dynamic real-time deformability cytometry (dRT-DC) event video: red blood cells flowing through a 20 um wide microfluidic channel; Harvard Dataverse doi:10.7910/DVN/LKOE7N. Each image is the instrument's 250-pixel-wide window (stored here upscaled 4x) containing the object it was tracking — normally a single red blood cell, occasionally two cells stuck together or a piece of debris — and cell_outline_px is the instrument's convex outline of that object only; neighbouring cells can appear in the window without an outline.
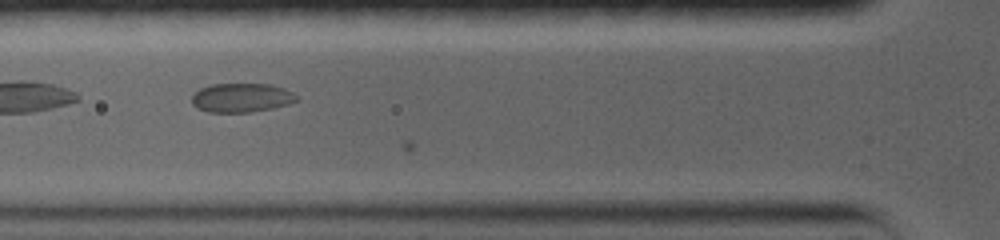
{"species": "common noctule bat (a hibernating species)", "species_latin": "Nyctalus noctula", "temperature_condition": "warm", "stored_images_in_passage": 28, "camera_frame_rate_fps": 5000, "um_per_image_px": 0.085, "animal": {"sex": "female", "body_mass_g": 19.0, "forearm_length_mm": 56.7}, "frame": {"image": 1, "passage_image": 4, "time_ms": 1.2, "image_size_px": [1000, 240], "cell_outline_px": [[296, 100], [284, 104], [268, 108], [244, 112], [212, 112], [200, 108], [192, 100], [192, 96], [200, 88], [212, 84], [264, 84], [280, 88], [288, 92]], "centroid_in_image_um": [20.41, 8.29], "position_along_channel_um": 105.4, "area_um2": 16.59}}
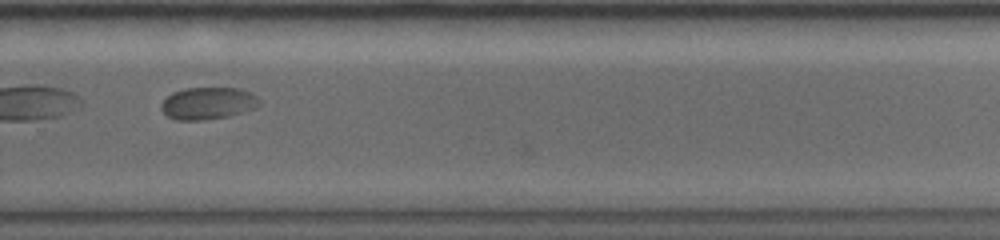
{"frame": {"image": 2, "passage_image": 17, "time_ms": 6.8, "image_size_px": [1000, 240], "cell_outline_px": [[260, 104], [252, 108], [228, 116], [200, 120], [176, 120], [168, 116], [160, 108], [160, 104], [172, 92], [184, 88], [240, 88], [252, 92], [260, 100]], "centroid_in_image_um": [17.65, 8.76], "position_along_channel_um": 312.1, "area_um2": 18.26}}
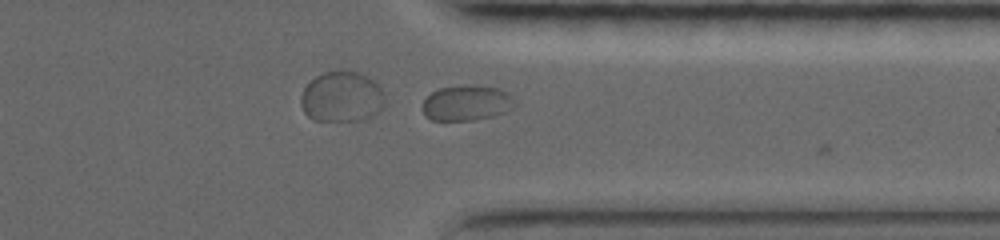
{"frame": {"image": 3, "passage_image": 21, "time_ms": 8.4, "image_size_px": [1000, 240], "cell_outline_px": [[516, 104], [512, 108], [504, 112], [492, 116], [472, 120], [432, 120], [424, 112], [424, 100], [432, 92], [440, 88], [464, 84], [468, 84], [500, 88], [508, 92], [516, 100]], "centroid_in_image_um": [39.72, 8.72], "position_along_channel_um": 371.7, "area_um2": 19.02}}